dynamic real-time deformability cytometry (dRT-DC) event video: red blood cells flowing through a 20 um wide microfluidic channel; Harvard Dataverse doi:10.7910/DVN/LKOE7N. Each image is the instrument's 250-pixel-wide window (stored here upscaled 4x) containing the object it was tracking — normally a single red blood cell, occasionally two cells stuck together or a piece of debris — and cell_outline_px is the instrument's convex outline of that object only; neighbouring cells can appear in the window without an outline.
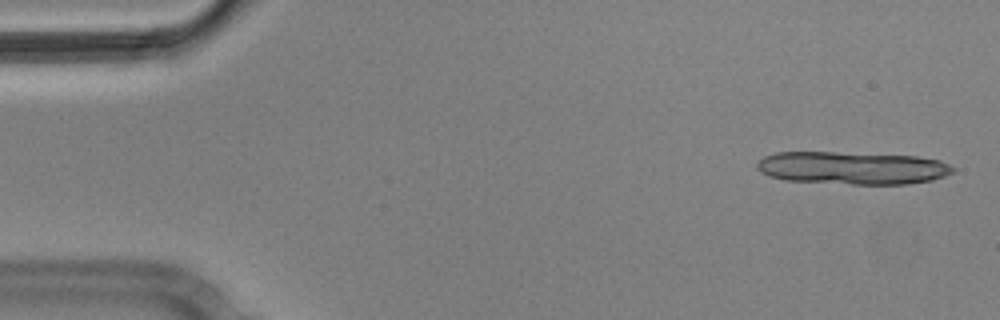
{"species": "Egyptian fruit bat (a non-hibernating species)", "species_latin": "Rousettus aegyptiacus", "temperature_condition": "cold", "stored_images_in_passage": 2, "camera_frame_rate_fps": 3000, "um_per_image_px": 0.085, "animal": {"sex": "male"}, "frame": {"image": 1, "passage_image": 1, "time_ms": 0.0, "image_size_px": [1000, 320], "cell_outline_px": [[956, 168], [952, 172], [944, 176], [932, 180], [908, 184], [852, 184], [784, 180], [768, 176], [760, 172], [756, 168], [756, 164], [764, 156], [776, 152], [836, 152], [916, 156], [940, 160]], "centroid_in_image_um": [72.43, 14.27], "position_along_channel_um": 12.6, "area_um2": 37.51}}